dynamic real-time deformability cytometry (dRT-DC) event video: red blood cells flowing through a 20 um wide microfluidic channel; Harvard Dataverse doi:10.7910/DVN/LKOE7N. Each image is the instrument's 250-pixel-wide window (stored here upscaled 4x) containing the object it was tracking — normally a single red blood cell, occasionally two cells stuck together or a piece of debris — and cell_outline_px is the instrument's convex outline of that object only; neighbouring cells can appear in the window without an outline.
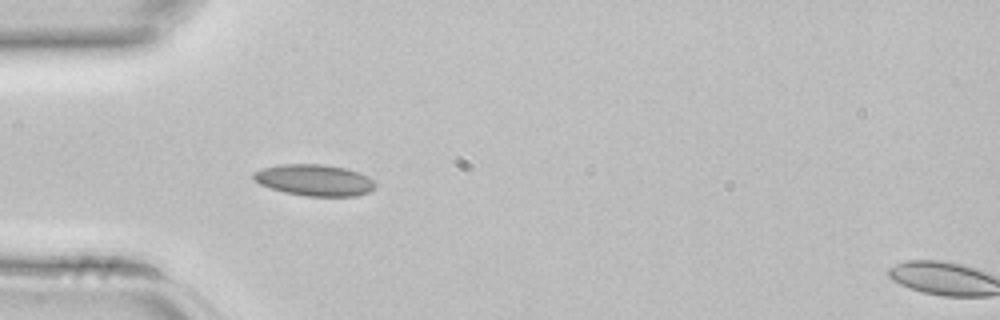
{"species": "common noctule bat (a hibernating species)", "species_latin": "Nyctalus noctula", "temperature_condition": "room temperature", "stored_images_in_passage": 3, "segment_of_instrument_passage": [1, 2], "camera_frame_rate_fps": 3000, "um_per_image_px": 0.085, "animal": {"sex": "female", "body_mass_g": 22.7, "forearm_length_mm": 54.2}, "frame": {"image": 1, "passage_image": 2, "time_ms": 0.333, "image_size_px": [1000, 320], "cell_outline_px": [[376, 188], [368, 192], [356, 196], [304, 196], [284, 192], [260, 184], [252, 176], [252, 172], [264, 168], [280, 164], [324, 164], [348, 168], [368, 176], [376, 184]], "centroid_in_image_um": [26.75, 15.3], "position_along_channel_um": 58.2, "area_um2": 22.37}}